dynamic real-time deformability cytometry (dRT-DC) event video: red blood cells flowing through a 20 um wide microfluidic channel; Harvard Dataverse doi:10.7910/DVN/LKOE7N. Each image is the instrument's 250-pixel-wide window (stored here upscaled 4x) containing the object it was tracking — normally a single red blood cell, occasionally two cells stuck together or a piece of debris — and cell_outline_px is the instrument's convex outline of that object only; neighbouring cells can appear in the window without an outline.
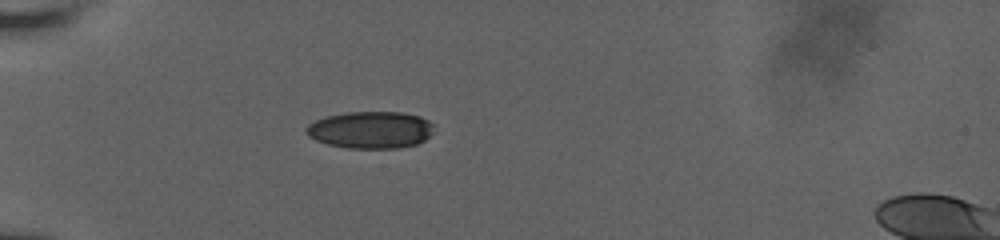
{"species": "human", "species_latin": "Homo sapiens", "temperature_condition": "room temperature", "stored_images_in_passage": 4, "camera_frame_rate_fps": 3000, "um_per_image_px": 0.085, "donor": {"sex": "male"}, "frame": {"image": 1, "passage_image": 1, "time_ms": 0.0, "image_size_px": [1000, 240], "cell_outline_px": [[432, 132], [424, 140], [416, 144], [400, 148], [348, 148], [328, 144], [316, 140], [308, 136], [304, 132], [304, 128], [308, 124], [324, 116], [344, 112], [404, 112], [420, 116], [428, 120], [432, 124]], "centroid_in_image_um": [31.46, 11.03], "position_along_channel_um": 53.5, "area_um2": 27.74}}
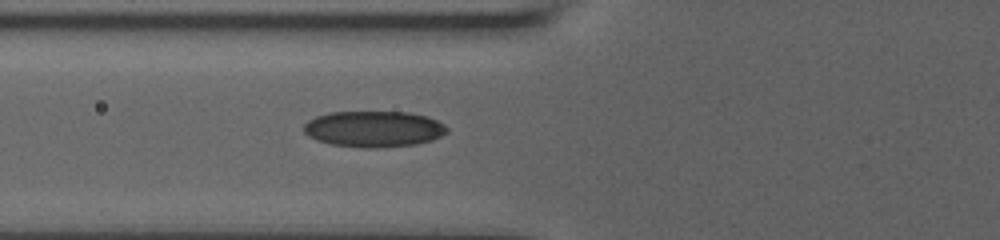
{"frame": {"image": 2, "passage_image": 4, "time_ms": 1.667, "image_size_px": [1000, 240], "cell_outline_px": [[448, 132], [432, 140], [416, 144], [380, 148], [360, 148], [332, 144], [316, 140], [308, 136], [304, 132], [304, 124], [308, 120], [316, 116], [328, 112], [408, 112], [428, 116], [444, 124], [448, 128]], "centroid_in_image_um": [31.77, 10.96], "position_along_channel_um": 94.0, "area_um2": 30.35}}